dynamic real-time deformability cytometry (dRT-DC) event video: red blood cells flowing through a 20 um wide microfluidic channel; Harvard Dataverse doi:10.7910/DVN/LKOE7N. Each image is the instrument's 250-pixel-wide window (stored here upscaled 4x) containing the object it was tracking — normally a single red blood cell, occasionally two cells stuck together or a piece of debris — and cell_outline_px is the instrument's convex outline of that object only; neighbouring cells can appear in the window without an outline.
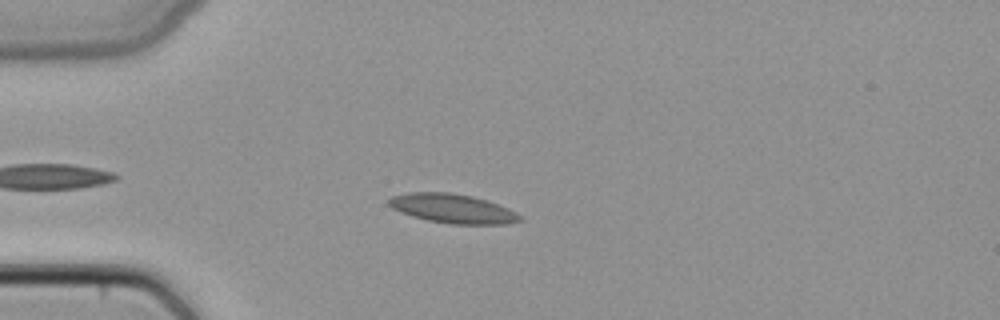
{"species": "common noctule bat (a hibernating species)", "species_latin": "Nyctalus noctula", "temperature_condition": "cold", "stored_images_in_passage": 44, "camera_frame_rate_fps": 3000, "um_per_image_px": 0.085, "animal": {"sex": "female", "body_mass_g": 22.7, "forearm_length_mm": 54.2}, "frame": {"image": 1, "passage_image": 14, "time_ms": 4.333, "image_size_px": [1000, 320], "cell_outline_px": [[524, 220], [508, 224], [452, 224], [428, 220], [412, 216], [400, 212], [392, 208], [388, 204], [388, 200], [392, 196], [408, 192], [448, 192], [472, 196], [488, 200], [508, 208], [516, 212]], "centroid_in_image_um": [38.48, 17.72], "position_along_channel_um": 46.5, "area_um2": 22.37}}
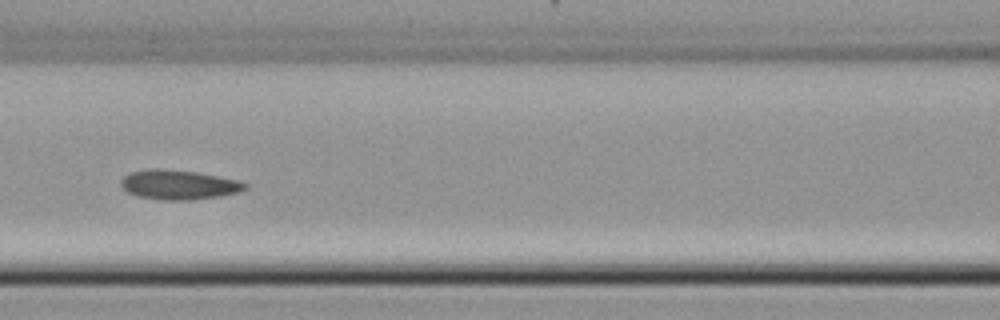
{"frame": {"image": 2, "passage_image": 23, "time_ms": 7.333, "image_size_px": [1000, 320], "cell_outline_px": [[248, 188], [240, 192], [220, 196], [188, 200], [164, 200], [136, 196], [128, 192], [120, 184], [120, 180], [124, 176], [132, 172], [148, 168], [156, 168], [196, 172], [236, 180], [248, 184]], "centroid_in_image_um": [15.18, 15.7], "position_along_channel_um": 151.4, "area_um2": 21.27}}
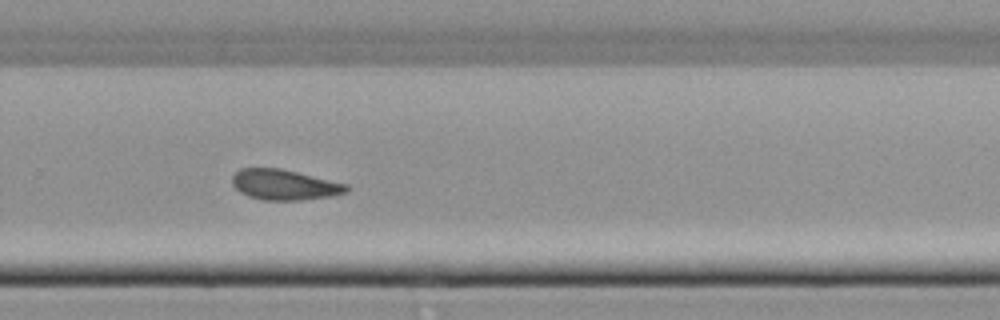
{"frame": {"image": 3, "passage_image": 34, "time_ms": 11.0, "image_size_px": [1000, 320], "cell_outline_px": [[348, 192], [332, 196], [300, 200], [260, 200], [248, 196], [240, 192], [232, 184], [232, 176], [240, 168], [280, 168], [348, 184]], "centroid_in_image_um": [24.17, 15.7], "position_along_channel_um": 305.6, "area_um2": 20.29}}